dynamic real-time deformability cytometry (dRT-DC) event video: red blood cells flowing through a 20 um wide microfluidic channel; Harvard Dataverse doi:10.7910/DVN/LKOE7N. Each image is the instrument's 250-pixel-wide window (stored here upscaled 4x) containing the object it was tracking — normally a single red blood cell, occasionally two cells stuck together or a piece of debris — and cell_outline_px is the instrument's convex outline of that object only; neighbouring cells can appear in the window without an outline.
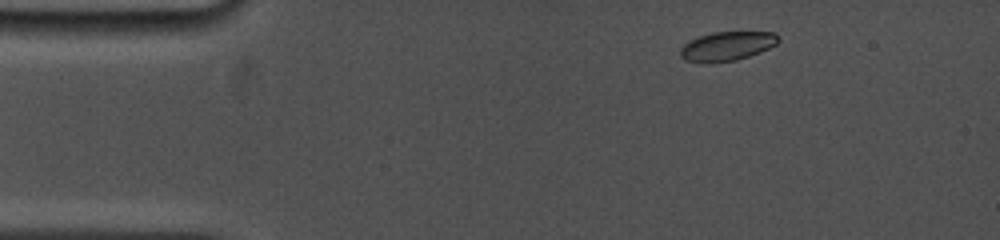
{"species": "common noctule bat (a hibernating species)", "species_latin": "Nyctalus noctula", "temperature_condition": "cold", "stored_images_in_passage": 26, "camera_frame_rate_fps": 5000, "um_per_image_px": 0.085, "animal": {"sex": "female", "body_mass_g": 19.0, "forearm_length_mm": 53.3}, "frame": {"image": 1, "passage_image": 2, "time_ms": 0.6, "image_size_px": [1000, 240], "cell_outline_px": [[780, 40], [776, 44], [768, 48], [748, 56], [736, 60], [712, 64], [704, 64], [684, 60], [680, 56], [680, 48], [684, 44], [700, 36], [712, 32], [776, 32], [780, 36]], "centroid_in_image_um": [61.78, 3.94], "position_along_channel_um": 23.2, "area_um2": 16.82}}
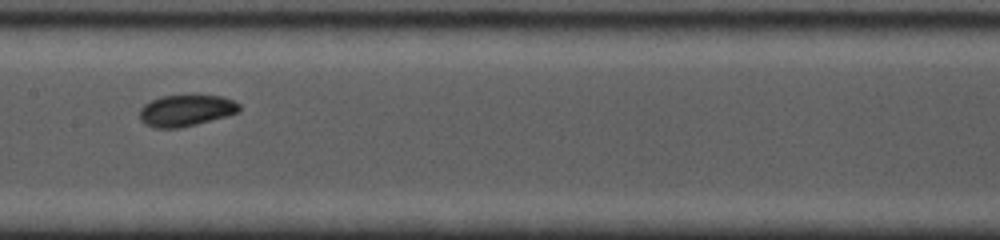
{"frame": {"image": 2, "passage_image": 13, "time_ms": 6.8, "image_size_px": [1000, 240], "cell_outline_px": [[240, 112], [196, 124], [180, 128], [156, 128], [144, 124], [140, 120], [140, 108], [144, 104], [160, 96], [224, 96], [240, 104]], "centroid_in_image_um": [15.8, 9.4], "position_along_channel_um": 191.6, "area_um2": 18.15}}
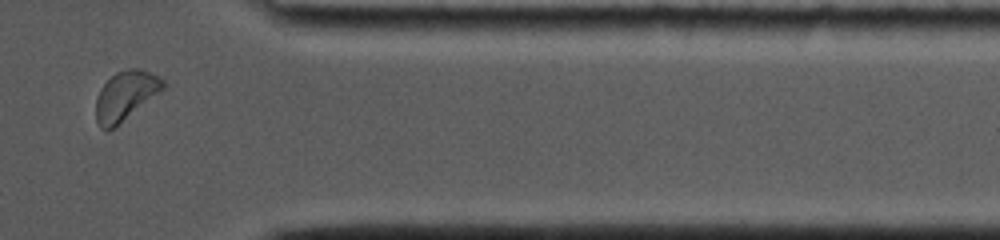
{"frame": {"image": 3, "passage_image": 23, "time_ms": 12.4, "image_size_px": [1000, 240], "cell_outline_px": [[164, 88], [112, 128], [100, 128], [96, 120], [96, 96], [100, 88], [116, 72], [128, 68], [140, 68], [164, 80]], "centroid_in_image_um": [10.63, 8.09], "position_along_channel_um": 400.8, "area_um2": 18.55}, "authors_computed_cell_mechanics": {"area_um2": 18.1492, "velocity_mm_per_s": 3.8122, "shape_relaxation_time_tau1_ms": 3.0595, "shape_relaxation_time_tau2_ms": 3.5299, "deformation_change_tau1": 0.0839, "deformation_change_tau2": 0.0548}}